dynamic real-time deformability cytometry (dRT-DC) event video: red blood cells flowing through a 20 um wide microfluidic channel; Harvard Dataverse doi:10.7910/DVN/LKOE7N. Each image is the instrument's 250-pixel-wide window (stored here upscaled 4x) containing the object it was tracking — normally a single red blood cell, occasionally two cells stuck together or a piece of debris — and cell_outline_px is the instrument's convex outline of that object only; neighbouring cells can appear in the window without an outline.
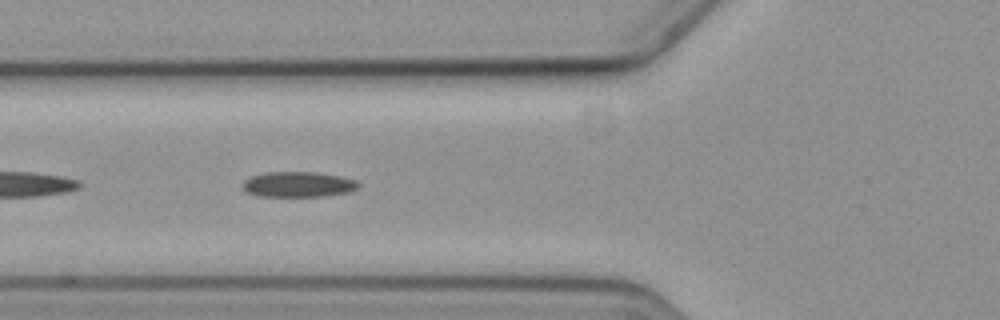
{"species": "common noctule bat (a hibernating species)", "species_latin": "Nyctalus noctula", "temperature_condition": "cold", "stored_images_in_passage": 26, "camera_frame_rate_fps": 3000, "um_per_image_px": 0.085, "animal": {"sex": "female", "body_mass_g": 19.3, "forearm_length_mm": 54.1}, "frame": {"image": 1, "passage_image": 5, "time_ms": 1.333, "image_size_px": [1000, 320], "cell_outline_px": [[360, 188], [352, 192], [324, 196], [256, 196], [248, 192], [240, 184], [244, 180], [252, 176], [268, 172], [312, 172], [340, 176], [356, 180], [360, 184]], "centroid_in_image_um": [25.39, 15.68], "position_along_channel_um": 100.4, "area_um2": 17.22}}
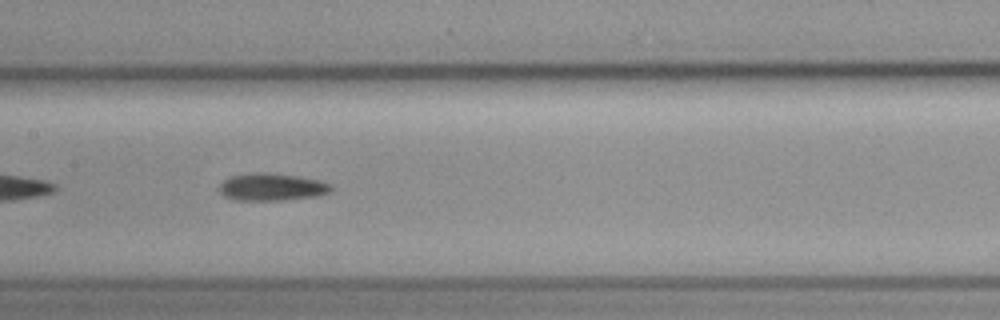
{"frame": {"image": 2, "passage_image": 12, "time_ms": 3.667, "image_size_px": [1000, 320], "cell_outline_px": [[332, 188], [328, 192], [320, 196], [284, 200], [240, 200], [224, 196], [220, 192], [220, 184], [224, 180], [232, 176], [248, 172], [268, 172], [300, 176], [320, 180], [332, 184]], "centroid_in_image_um": [23.14, 15.88], "position_along_channel_um": 184.3, "area_um2": 18.03}}